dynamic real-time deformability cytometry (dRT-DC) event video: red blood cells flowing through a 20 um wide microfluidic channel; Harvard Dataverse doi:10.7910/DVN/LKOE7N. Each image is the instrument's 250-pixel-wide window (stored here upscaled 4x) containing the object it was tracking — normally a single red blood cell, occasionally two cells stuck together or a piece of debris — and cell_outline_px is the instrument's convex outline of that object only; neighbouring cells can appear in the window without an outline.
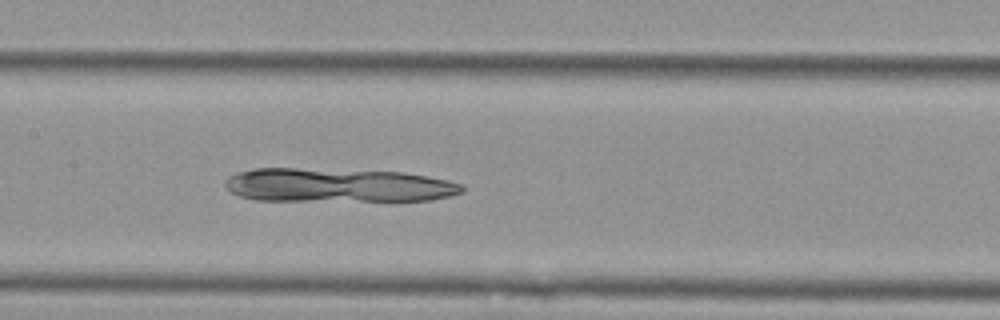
{"species": "Egyptian fruit bat (a non-hibernating species)", "species_latin": "Rousettus aegyptiacus", "temperature_condition": "cold", "stored_images_in_passage": 55, "camera_frame_rate_fps": 3000, "um_per_image_px": 0.085, "animal": {"sex": "female"}, "frame": {"image": 1, "passage_image": 27, "time_ms": 8.667, "image_size_px": [1000, 320], "cell_outline_px": [[464, 192], [452, 196], [428, 200], [256, 200], [240, 196], [232, 192], [224, 184], [228, 176], [252, 168], [296, 168], [404, 172], [448, 180], [464, 184]], "centroid_in_image_um": [28.74, 15.74], "position_along_channel_um": 178.7, "area_um2": 46.59}}
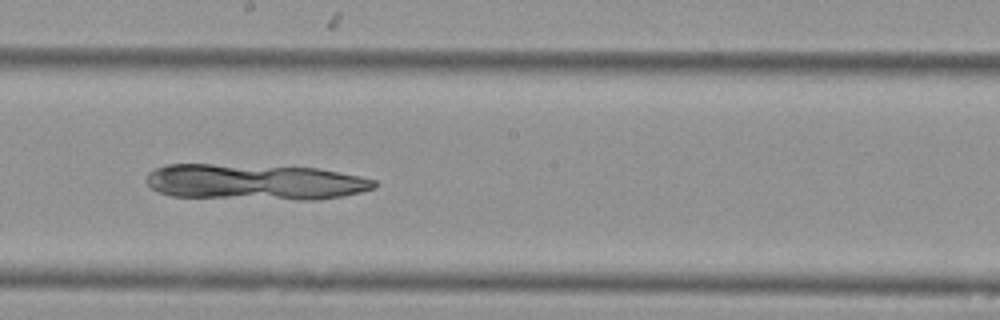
{"frame": {"image": 2, "passage_image": 31, "time_ms": 10.0, "image_size_px": [1000, 320], "cell_outline_px": [[380, 184], [376, 188], [344, 196], [320, 200], [300, 200], [172, 196], [156, 192], [148, 184], [148, 172], [156, 168], [168, 164], [212, 164], [316, 168], [360, 176], [376, 180]], "centroid_in_image_um": [21.71, 15.48], "position_along_channel_um": 226.5, "area_um2": 47.8}}